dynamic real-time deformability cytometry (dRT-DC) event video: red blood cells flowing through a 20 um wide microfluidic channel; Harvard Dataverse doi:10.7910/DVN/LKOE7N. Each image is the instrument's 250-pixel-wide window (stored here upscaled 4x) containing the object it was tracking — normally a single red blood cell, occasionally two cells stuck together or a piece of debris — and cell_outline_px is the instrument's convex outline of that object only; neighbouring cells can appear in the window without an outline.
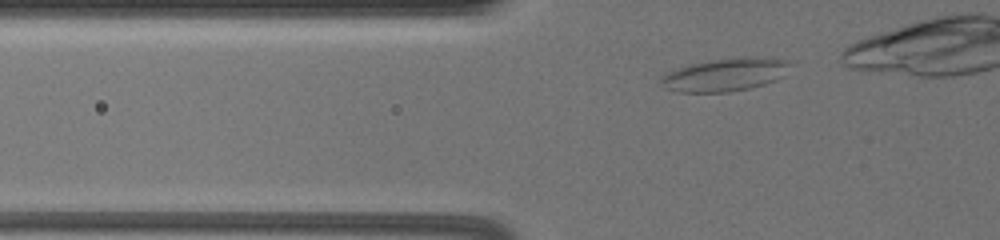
{"species": "common noctule bat (a hibernating species)", "species_latin": "Nyctalus noctula", "temperature_condition": "warm", "stored_images_in_passage": 21, "camera_frame_rate_fps": 3000, "um_per_image_px": 0.085, "animal": {"sex": "female", "body_mass_g": 19.5, "forearm_length_mm": 54.1}, "frame": {"image": 1, "passage_image": 2, "time_ms": 0.333, "image_size_px": [1000, 240], "cell_outline_px": [[788, 64], [784, 76], [776, 80], [764, 84], [748, 88], [728, 92], [680, 92], [664, 88], [660, 84], [660, 76], [668, 72], [688, 64], [712, 60], [744, 56], [764, 56], [784, 60]], "centroid_in_image_um": [61.59, 6.34], "position_along_channel_um": 64.2, "area_um2": 24.85}}
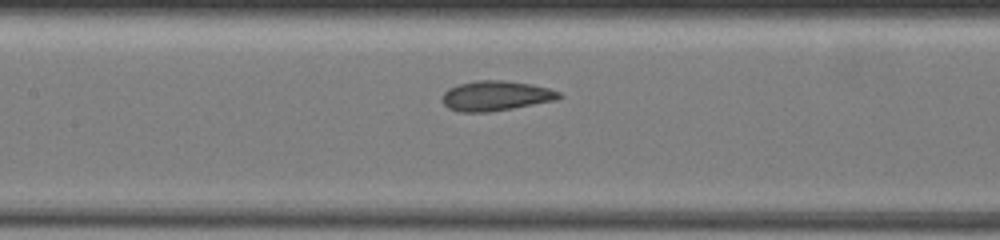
{"frame": {"image": 2, "passage_image": 12, "time_ms": 3.667, "image_size_px": [1000, 240], "cell_outline_px": [[564, 96], [556, 100], [512, 108], [488, 112], [460, 112], [448, 108], [440, 100], [444, 92], [448, 88], [460, 84], [476, 80], [508, 80], [532, 84], [548, 88], [560, 92]], "centroid_in_image_um": [42.13, 8.14], "position_along_channel_um": 165.3, "area_um2": 20.52}}
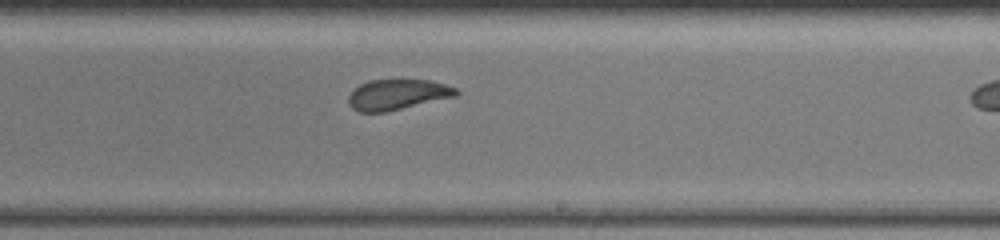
{"frame": {"image": 3, "passage_image": 20, "time_ms": 6.333, "image_size_px": [1000, 240], "cell_outline_px": [[460, 92], [456, 96], [384, 112], [360, 112], [352, 108], [348, 104], [348, 96], [360, 84], [368, 80], [432, 80], [456, 88]], "centroid_in_image_um": [33.77, 8.03], "position_along_channel_um": 255.2, "area_um2": 18.96}}